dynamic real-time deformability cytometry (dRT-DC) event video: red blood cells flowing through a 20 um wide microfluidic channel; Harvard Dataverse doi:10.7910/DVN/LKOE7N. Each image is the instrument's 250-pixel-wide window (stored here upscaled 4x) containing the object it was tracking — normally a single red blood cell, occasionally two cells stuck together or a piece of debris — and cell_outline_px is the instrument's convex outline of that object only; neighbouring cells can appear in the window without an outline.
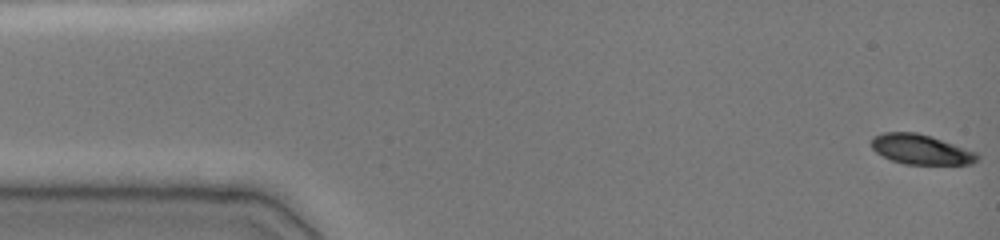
{"species": "common noctule bat (a hibernating species)", "species_latin": "Nyctalus noctula", "temperature_condition": "cold", "stored_images_in_passage": 23, "camera_frame_rate_fps": 3000, "um_per_image_px": 0.085, "animal": {"sex": "female", "body_mass_g": 19.0, "forearm_length_mm": 51.5}, "frame": {"image": 1, "passage_image": 1, "time_ms": 0.0, "image_size_px": [1000, 240], "cell_outline_px": [[980, 156], [972, 164], [904, 164], [892, 160], [876, 152], [872, 148], [872, 136], [884, 132], [916, 132], [932, 136], [976, 152]], "centroid_in_image_um": [78.27, 12.69], "position_along_channel_um": 6.7, "area_um2": 18.38}}
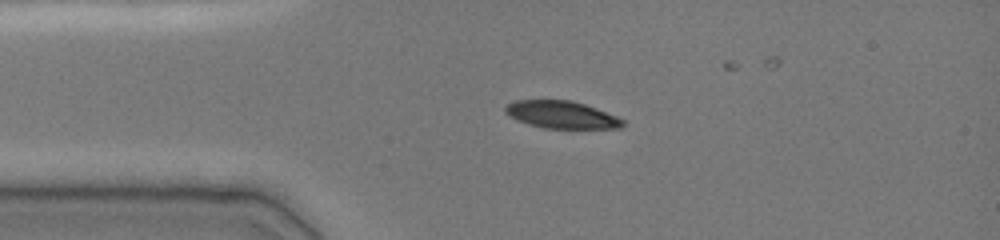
{"frame": {"image": 2, "passage_image": 11, "time_ms": 3.333, "image_size_px": [1000, 240], "cell_outline_px": [[624, 124], [620, 128], [544, 128], [528, 124], [504, 112], [504, 108], [508, 104], [516, 100], [572, 100], [596, 108], [616, 116], [624, 120]], "centroid_in_image_um": [47.74, 9.74], "position_along_channel_um": 37.3, "area_um2": 18.5}}
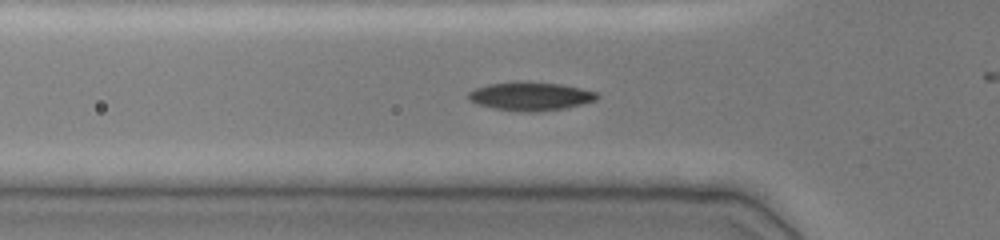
{"frame": {"image": 3, "passage_image": 17, "time_ms": 5.0, "image_size_px": [1000, 240], "cell_outline_px": [[600, 96], [596, 100], [564, 108], [536, 112], [520, 112], [492, 108], [476, 104], [468, 100], [468, 92], [476, 88], [488, 84], [512, 80], [528, 80], [560, 84], [600, 92]], "centroid_in_image_um": [45.06, 8.16], "position_along_channel_um": 80.7, "area_um2": 21.96}}